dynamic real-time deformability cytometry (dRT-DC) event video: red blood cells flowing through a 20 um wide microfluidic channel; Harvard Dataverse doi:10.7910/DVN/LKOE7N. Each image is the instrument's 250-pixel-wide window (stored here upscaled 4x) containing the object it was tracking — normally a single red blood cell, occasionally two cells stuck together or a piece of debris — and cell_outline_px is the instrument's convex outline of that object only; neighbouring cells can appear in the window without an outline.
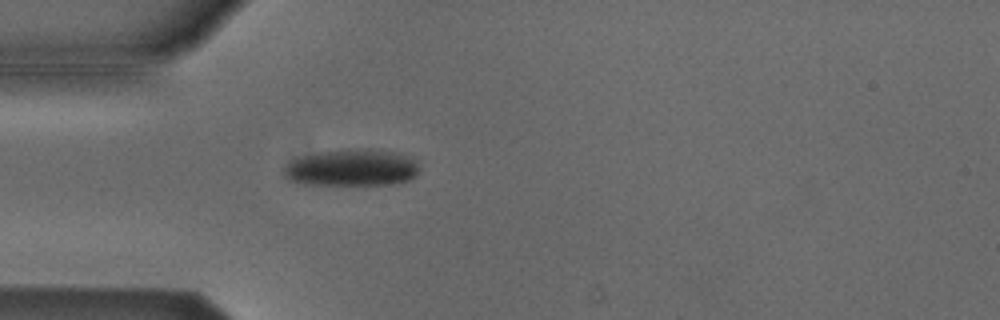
{"species": "Egyptian fruit bat (a non-hibernating species)", "species_latin": "Rousettus aegyptiacus", "temperature_condition": "cold", "stored_images_in_passage": 36, "camera_frame_rate_fps": 3000, "um_per_image_px": 0.085, "animal": {"sex": "male"}, "frame": {"image": 1, "passage_image": 1, "time_ms": 0.0, "image_size_px": [1000, 320], "cell_outline_px": [[420, 164], [416, 176], [408, 180], [396, 184], [304, 184], [288, 180], [284, 176], [284, 168], [292, 160], [304, 156], [324, 152], [368, 148], [392, 152], [416, 160]], "centroid_in_image_um": [29.93, 14.27], "position_along_channel_um": 55.1, "area_um2": 28.61}}
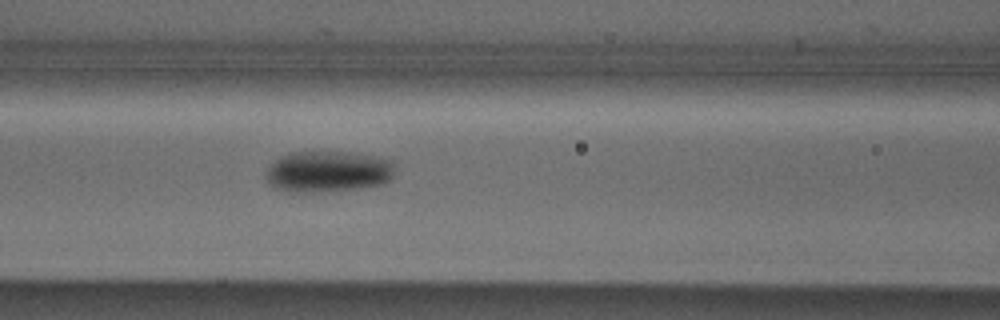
{"frame": {"image": 2, "passage_image": 8, "time_ms": 2.333, "image_size_px": [1000, 320], "cell_outline_px": [[392, 180], [384, 184], [356, 188], [304, 192], [288, 192], [276, 188], [268, 180], [268, 168], [280, 156], [288, 152], [348, 152], [372, 156], [392, 160]], "centroid_in_image_um": [27.89, 14.57], "position_along_channel_um": 138.7, "area_um2": 30.46}}
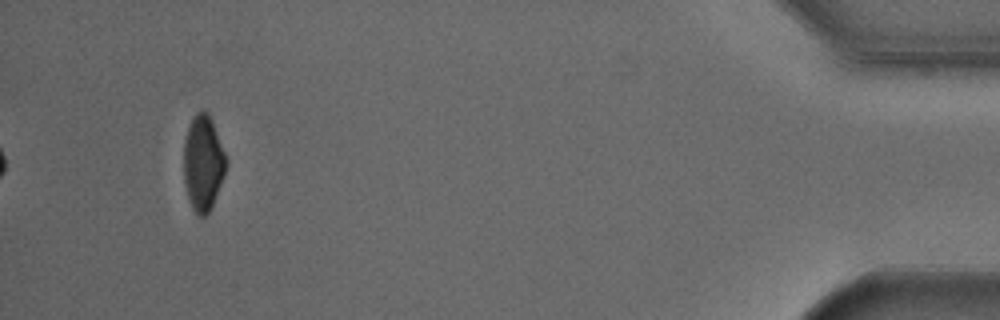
{"frame": {"image": 3, "passage_image": 36, "time_ms": 11.667, "image_size_px": [1000, 320], "cell_outline_px": [[228, 164], [224, 176], [212, 208], [200, 220], [196, 216], [188, 196], [184, 180], [184, 144], [188, 128], [196, 112], [200, 108], [204, 108], [208, 112], [212, 120], [224, 152]], "centroid_in_image_um": [17.28, 13.87], "position_along_channel_um": 417.9, "area_um2": 23.7}, "authors_computed_cell_mechanics": {"area_um2": 28.8711, "velocity_mm_per_s": 3.8279, "shape_relaxation_time_tau1_ms": 3.1588, "shape_relaxation_time_tau2_ms": null, "deformation_change_tau1": 0.1026, "deformation_change_tau2": null}}